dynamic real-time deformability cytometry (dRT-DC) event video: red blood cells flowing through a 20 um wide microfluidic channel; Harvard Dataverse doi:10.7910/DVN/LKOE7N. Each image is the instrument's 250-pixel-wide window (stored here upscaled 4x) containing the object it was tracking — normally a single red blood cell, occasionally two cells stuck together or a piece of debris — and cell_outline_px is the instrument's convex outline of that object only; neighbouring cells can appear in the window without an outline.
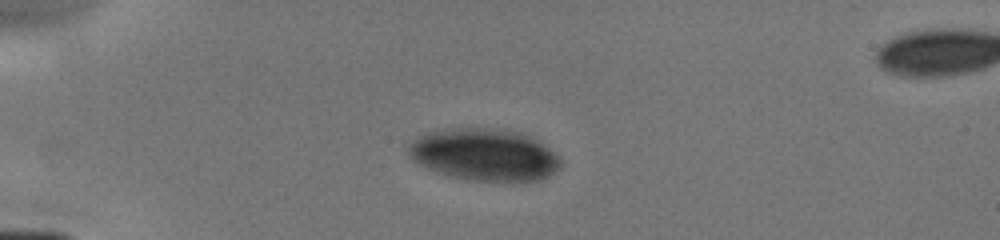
{"species": "human", "species_latin": "Homo sapiens", "temperature_condition": "cold", "stored_images_in_passage": 10, "camera_frame_rate_fps": 3000, "um_per_image_px": 0.085, "donor": {"sex": "male"}, "frame": {"image": 1, "passage_image": 4, "time_ms": 2.667, "image_size_px": [1000, 240], "cell_outline_px": [[560, 168], [548, 176], [536, 180], [468, 180], [448, 176], [436, 172], [412, 160], [408, 156], [404, 148], [420, 136], [432, 132], [460, 128], [488, 128], [524, 132], [540, 140], [560, 160]], "centroid_in_image_um": [41.15, 13.14], "position_along_channel_um": 43.9, "area_um2": 45.89}}
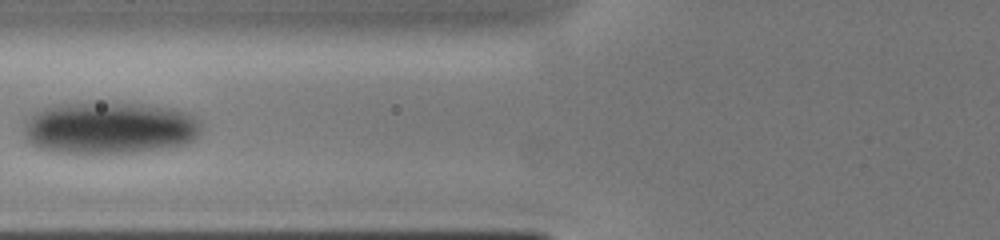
{"frame": {"image": 2, "passage_image": 7, "time_ms": 5.333, "image_size_px": [1000, 240], "cell_outline_px": [[200, 136], [196, 140], [184, 144], [168, 148], [132, 152], [52, 152], [40, 148], [32, 144], [24, 136], [24, 124], [28, 116], [32, 112], [52, 104], [140, 104], [172, 108], [188, 112], [200, 120]], "centroid_in_image_um": [9.32, 10.87], "position_along_channel_um": 116.5, "area_um2": 53.81}}
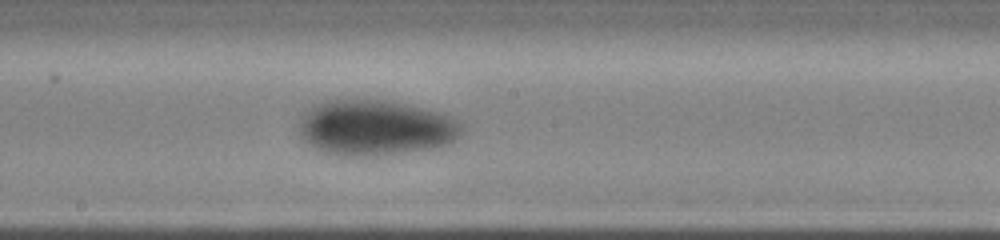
{"frame": {"image": 3, "passage_image": 10, "time_ms": 7.667, "image_size_px": [1000, 240], "cell_outline_px": [[464, 128], [456, 140], [448, 144], [432, 148], [404, 152], [364, 156], [344, 156], [328, 152], [316, 148], [304, 140], [300, 136], [300, 116], [304, 112], [316, 104], [324, 100], [356, 96], [384, 100], [424, 108], [440, 112], [452, 116], [460, 120], [464, 124]], "centroid_in_image_um": [31.92, 10.8], "position_along_channel_um": 216.3, "area_um2": 53.47}}